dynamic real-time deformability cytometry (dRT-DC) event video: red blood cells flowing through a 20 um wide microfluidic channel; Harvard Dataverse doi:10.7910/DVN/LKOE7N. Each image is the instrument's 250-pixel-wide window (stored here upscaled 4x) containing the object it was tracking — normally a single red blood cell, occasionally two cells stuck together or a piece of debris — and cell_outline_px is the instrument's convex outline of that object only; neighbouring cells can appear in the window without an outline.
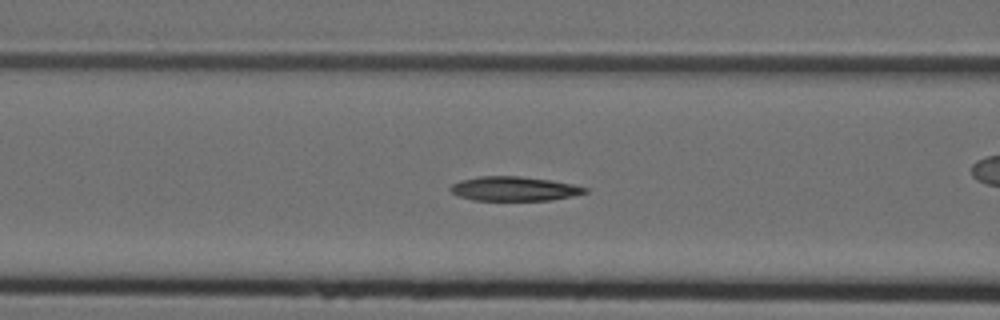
{"species": "Egyptian fruit bat (a non-hibernating species)", "species_latin": "Rousettus aegyptiacus", "temperature_condition": "cold", "stored_images_in_passage": 53, "camera_frame_rate_fps": 3000, "um_per_image_px": 0.085, "animal": {"sex": "female"}, "frame": {"image": 1, "passage_image": 23, "time_ms": 7.333, "image_size_px": [1000, 320], "cell_outline_px": [[588, 192], [572, 196], [552, 200], [472, 200], [456, 196], [448, 188], [452, 184], [460, 180], [480, 176], [520, 176], [548, 180], [572, 184], [588, 188]], "centroid_in_image_um": [43.66, 16.04], "position_along_channel_um": 122.9, "area_um2": 19.07}}
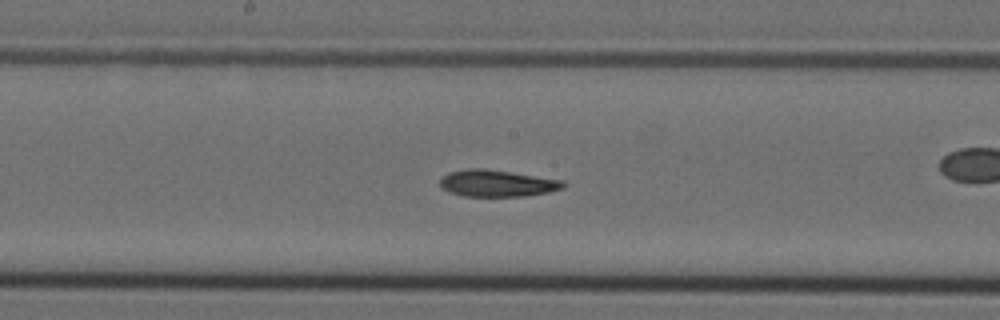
{"frame": {"image": 2, "passage_image": 30, "time_ms": 9.667, "image_size_px": [1000, 320], "cell_outline_px": [[568, 184], [564, 188], [548, 192], [524, 196], [464, 196], [448, 192], [440, 188], [440, 180], [448, 172], [468, 168], [484, 168], [564, 180]], "centroid_in_image_um": [42.26, 15.58], "position_along_channel_um": 205.9, "area_um2": 19.36}}
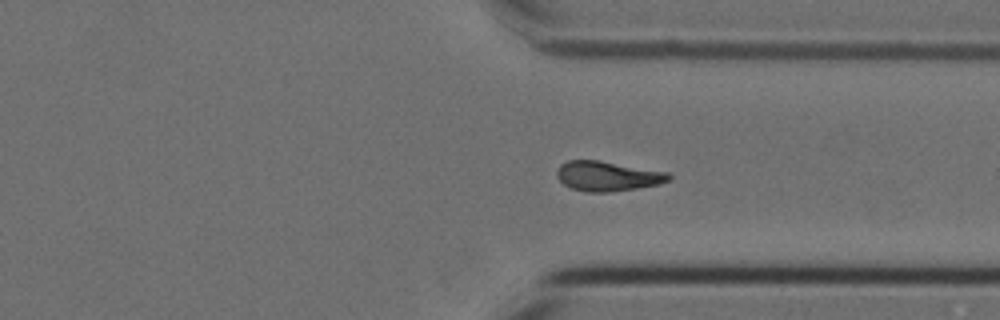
{"frame": {"image": 3, "passage_image": 43, "time_ms": 14.0, "image_size_px": [1000, 320], "cell_outline_px": [[672, 176], [668, 180], [660, 184], [636, 188], [608, 192], [584, 192], [572, 188], [564, 184], [556, 176], [556, 172], [560, 164], [568, 160], [600, 160], [668, 172]], "centroid_in_image_um": [51.63, 14.96], "position_along_channel_um": 359.8, "area_um2": 19.48}}